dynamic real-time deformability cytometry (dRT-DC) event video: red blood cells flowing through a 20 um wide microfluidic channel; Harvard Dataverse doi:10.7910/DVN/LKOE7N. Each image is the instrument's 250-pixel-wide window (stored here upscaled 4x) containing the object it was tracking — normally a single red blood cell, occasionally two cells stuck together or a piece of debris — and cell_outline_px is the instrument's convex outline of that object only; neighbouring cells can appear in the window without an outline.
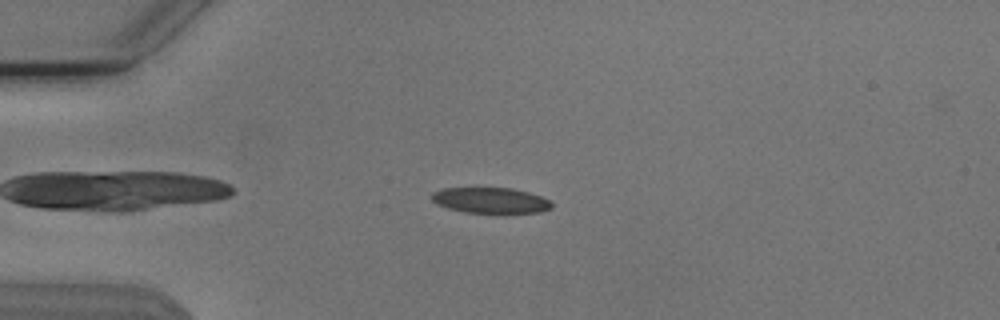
{"species": "Egyptian fruit bat (a non-hibernating species)", "species_latin": "Rousettus aegyptiacus", "temperature_condition": "cold", "stored_images_in_passage": 42, "camera_frame_rate_fps": 3000, "um_per_image_px": 0.085, "animal": {"sex": "male"}, "frame": {"image": 1, "passage_image": 7, "time_ms": 2.0, "image_size_px": [1000, 320], "cell_outline_px": [[552, 208], [540, 212], [504, 216], [464, 212], [448, 208], [436, 204], [432, 200], [432, 192], [444, 188], [512, 188], [528, 192], [540, 196], [548, 200], [552, 204]], "centroid_in_image_um": [41.73, 17.08], "position_along_channel_um": 43.3, "area_um2": 18.79}}
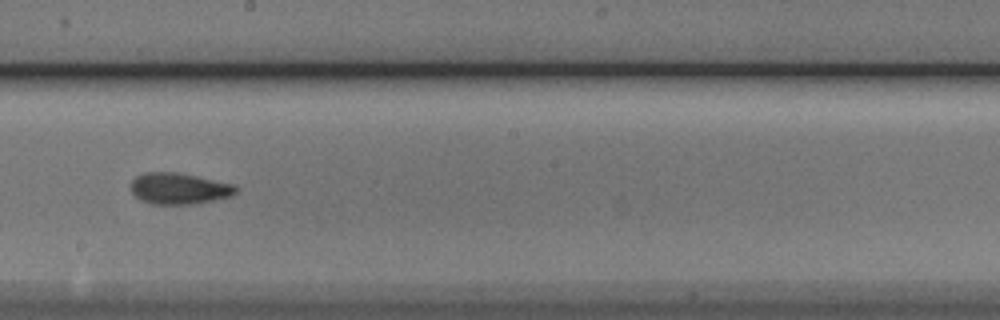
{"frame": {"image": 2, "passage_image": 24, "time_ms": 7.667, "image_size_px": [1000, 320], "cell_outline_px": [[240, 188], [232, 196], [192, 204], [152, 204], [140, 200], [132, 192], [132, 180], [136, 176], [144, 172], [176, 172], [196, 176], [232, 184]], "centroid_in_image_um": [15.21, 16.02], "position_along_channel_um": 233.0, "area_um2": 19.02}}
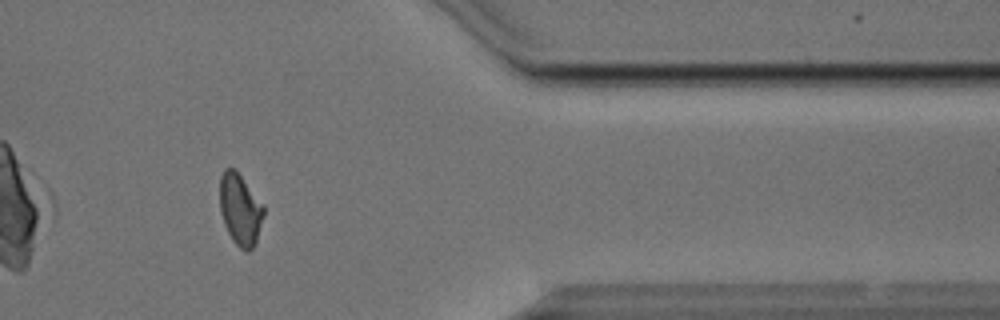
{"frame": {"image": 3, "passage_image": 38, "time_ms": 12.333, "image_size_px": [1000, 320], "cell_outline_px": [[264, 216], [256, 240], [252, 248], [248, 252], [244, 252], [232, 240], [224, 224], [220, 212], [220, 176], [224, 168], [236, 168], [264, 204]], "centroid_in_image_um": [20.42, 17.77], "position_along_channel_um": 391.0, "area_um2": 18.61}, "authors_computed_cell_mechanics": {"area_um2": 18.7561, "velocity_mm_per_s": 3.8081, "shape_relaxation_time_tau1_ms": 5.5307, "shape_relaxation_time_tau2_ms": 2.1032, "deformation_change_tau1": 0.1322, "deformation_change_tau2": 0.0829}}